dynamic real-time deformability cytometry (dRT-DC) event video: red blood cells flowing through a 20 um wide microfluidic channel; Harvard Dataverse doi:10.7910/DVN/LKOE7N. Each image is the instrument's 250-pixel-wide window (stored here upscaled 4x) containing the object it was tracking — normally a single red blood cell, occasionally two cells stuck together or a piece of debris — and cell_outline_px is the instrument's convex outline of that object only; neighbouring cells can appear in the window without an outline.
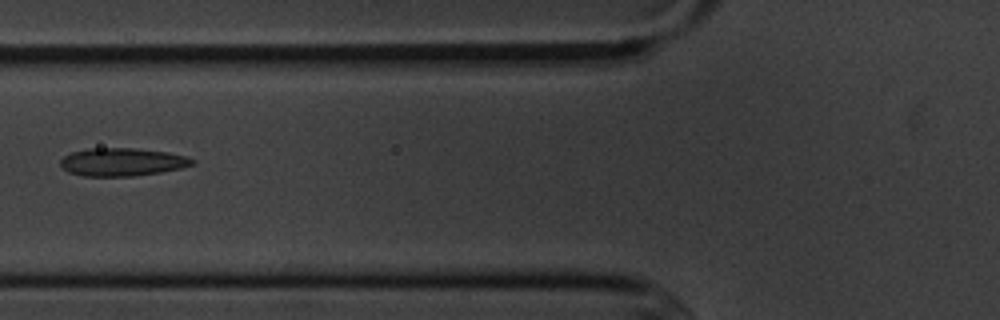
{"species": "common noctule bat (a hibernating species)", "species_latin": "Nyctalus noctula", "temperature_condition": "cold", "stored_images_in_passage": 2, "camera_frame_rate_fps": 3000, "um_per_image_px": 0.085, "animal": {"sex": "male", "body_mass_g": 20.1, "forearm_length_mm": 53.5}, "frame": {"image": 1, "passage_image": 2, "time_ms": 1.0, "image_size_px": [1000, 320], "cell_outline_px": [[196, 164], [180, 168], [160, 172], [132, 176], [84, 176], [68, 172], [60, 164], [60, 160], [64, 156], [72, 152], [88, 148], [136, 148], [168, 152], [184, 156], [196, 160]], "centroid_in_image_um": [10.39, 13.76], "position_along_channel_um": 115.4, "area_um2": 21.5}}